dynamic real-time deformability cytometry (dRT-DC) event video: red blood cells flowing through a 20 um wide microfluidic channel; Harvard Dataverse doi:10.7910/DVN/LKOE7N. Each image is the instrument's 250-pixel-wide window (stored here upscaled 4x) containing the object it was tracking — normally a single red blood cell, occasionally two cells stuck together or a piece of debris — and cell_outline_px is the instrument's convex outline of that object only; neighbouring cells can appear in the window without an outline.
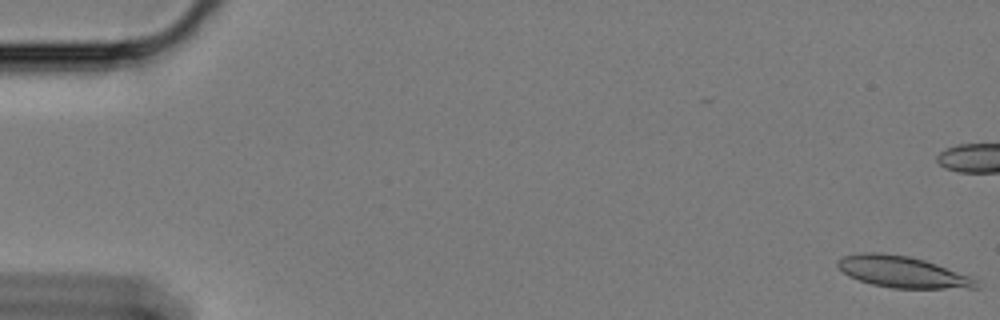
{"species": "Egyptian fruit bat (a non-hibernating species)", "species_latin": "Rousettus aegyptiacus", "temperature_condition": "cold", "stored_images_in_passage": 61, "camera_frame_rate_fps": 3000, "um_per_image_px": 0.085, "animal": {"sex": "female"}, "frame": {"image": 1, "passage_image": 1, "time_ms": 0.0, "image_size_px": [1000, 320], "cell_outline_px": [[980, 288], [892, 288], [872, 284], [848, 276], [836, 264], [836, 260], [844, 256], [864, 252], [880, 252], [908, 256], [924, 260], [936, 264], [968, 276], [976, 280], [980, 284]], "centroid_in_image_um": [76.68, 23.11], "position_along_channel_um": 8.3, "area_um2": 25.09}}
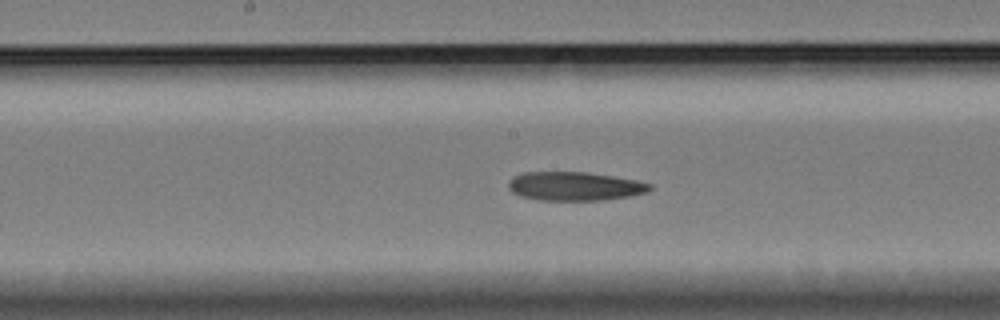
{"frame": {"image": 2, "passage_image": 31, "time_ms": 10.0, "image_size_px": [1000, 320], "cell_outline_px": [[652, 188], [648, 192], [632, 196], [604, 200], [540, 200], [520, 196], [512, 192], [508, 188], [508, 184], [516, 176], [524, 172], [588, 172], [636, 180], [652, 184]], "centroid_in_image_um": [48.89, 15.83], "position_along_channel_um": 199.3, "area_um2": 23.7}}
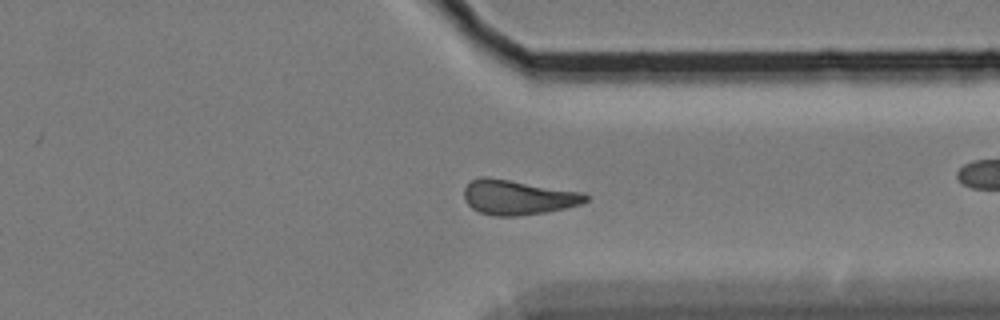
{"frame": {"image": 3, "passage_image": 46, "time_ms": 15.0, "image_size_px": [1000, 320], "cell_outline_px": [[588, 200], [580, 204], [548, 212], [516, 216], [496, 216], [480, 212], [472, 208], [464, 200], [464, 188], [472, 180], [480, 176], [484, 176], [580, 192], [588, 196]], "centroid_in_image_um": [43.98, 16.78], "position_along_channel_um": 367.4, "area_um2": 24.28}}